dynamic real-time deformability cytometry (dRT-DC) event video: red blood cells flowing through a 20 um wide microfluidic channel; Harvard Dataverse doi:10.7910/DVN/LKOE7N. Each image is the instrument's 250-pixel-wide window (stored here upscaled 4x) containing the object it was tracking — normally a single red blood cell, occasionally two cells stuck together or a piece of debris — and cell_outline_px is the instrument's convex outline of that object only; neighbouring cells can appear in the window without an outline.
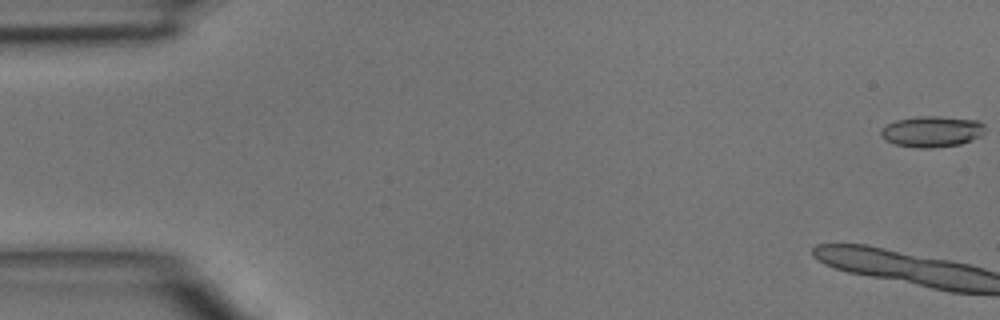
{"species": "common noctule bat (a hibernating species)", "species_latin": "Nyctalus noctula", "temperature_condition": "room temperature", "stored_images_in_passage": 10, "camera_frame_rate_fps": 3000, "um_per_image_px": 0.085, "animal": {"sex": "male", "body_mass_g": 15.6}, "frame": {"image": 1, "passage_image": 1, "time_ms": 0.0, "image_size_px": [1000, 320], "cell_outline_px": [[984, 132], [980, 136], [972, 140], [960, 144], [932, 148], [916, 148], [896, 144], [880, 136], [880, 132], [888, 124], [896, 120], [916, 116], [936, 116], [980, 120], [984, 124]], "centroid_in_image_um": [79.24, 11.17], "position_along_channel_um": 5.8, "area_um2": 18.79}}